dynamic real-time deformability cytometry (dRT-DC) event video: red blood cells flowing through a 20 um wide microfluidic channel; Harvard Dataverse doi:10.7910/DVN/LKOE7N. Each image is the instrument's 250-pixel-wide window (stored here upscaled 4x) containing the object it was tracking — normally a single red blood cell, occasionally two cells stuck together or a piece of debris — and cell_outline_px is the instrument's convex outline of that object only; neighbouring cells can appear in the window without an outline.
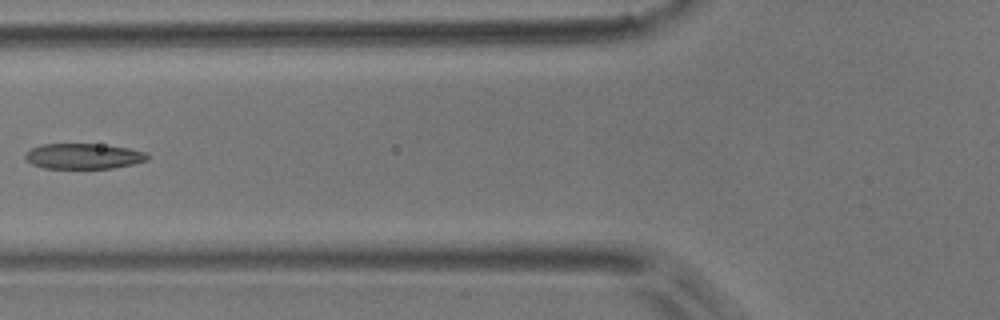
{"species": "common noctule bat (a hibernating species)", "species_latin": "Nyctalus noctula", "temperature_condition": "room temperature", "stored_images_in_passage": 6, "camera_frame_rate_fps": 3000, "um_per_image_px": 0.085, "animal": {"sex": "male", "body_mass_g": 17.9}, "frame": {"image": 1, "passage_image": 5, "time_ms": 4.667, "image_size_px": [1000, 320], "cell_outline_px": [[148, 160], [132, 164], [112, 168], [44, 168], [32, 164], [24, 156], [24, 152], [40, 144], [100, 144], [128, 148], [144, 152], [148, 156]], "centroid_in_image_um": [7.06, 13.27], "position_along_channel_um": 118.7, "area_um2": 18.03}}
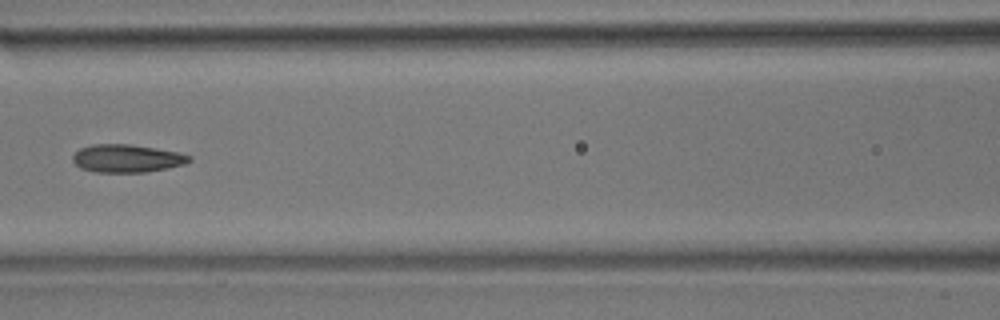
{"frame": {"image": 2, "passage_image": 6, "time_ms": 5.667, "image_size_px": [1000, 320], "cell_outline_px": [[192, 160], [184, 164], [168, 168], [144, 172], [96, 172], [80, 168], [72, 160], [72, 156], [80, 148], [92, 144], [128, 144], [180, 152], [192, 156]], "centroid_in_image_um": [10.79, 13.46], "position_along_channel_um": 155.8, "area_um2": 18.96}}